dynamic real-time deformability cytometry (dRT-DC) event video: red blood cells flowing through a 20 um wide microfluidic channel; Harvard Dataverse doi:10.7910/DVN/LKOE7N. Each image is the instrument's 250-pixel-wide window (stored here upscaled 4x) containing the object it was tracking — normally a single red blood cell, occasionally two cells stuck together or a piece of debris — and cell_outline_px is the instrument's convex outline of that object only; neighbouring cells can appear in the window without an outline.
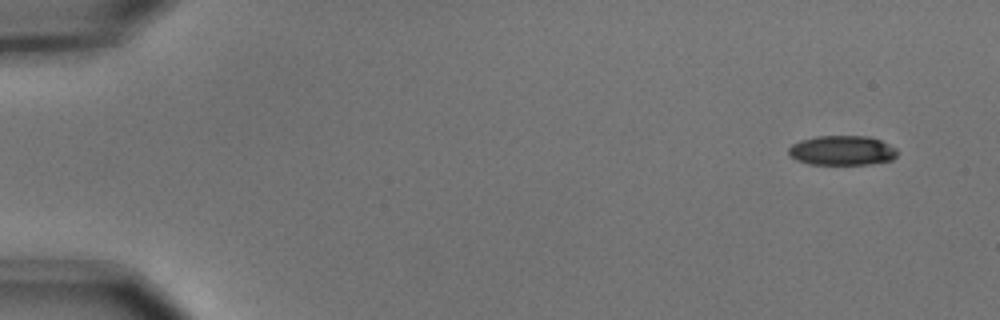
{"species": "common noctule bat (a hibernating species)", "species_latin": "Nyctalus noctula", "temperature_condition": "cold", "stored_images_in_passage": 6, "camera_frame_rate_fps": 3000, "um_per_image_px": 0.085, "animal": {"sex": "male", "body_mass_g": 15.6}, "frame": {"image": 1, "passage_image": 1, "time_ms": 0.0, "image_size_px": [1000, 320], "cell_outline_px": [[896, 156], [892, 160], [872, 164], [808, 164], [796, 160], [788, 152], [788, 148], [792, 144], [800, 140], [816, 136], [868, 136], [880, 140], [896, 148]], "centroid_in_image_um": [71.57, 12.79], "position_along_channel_um": 13.4, "area_um2": 18.79}}
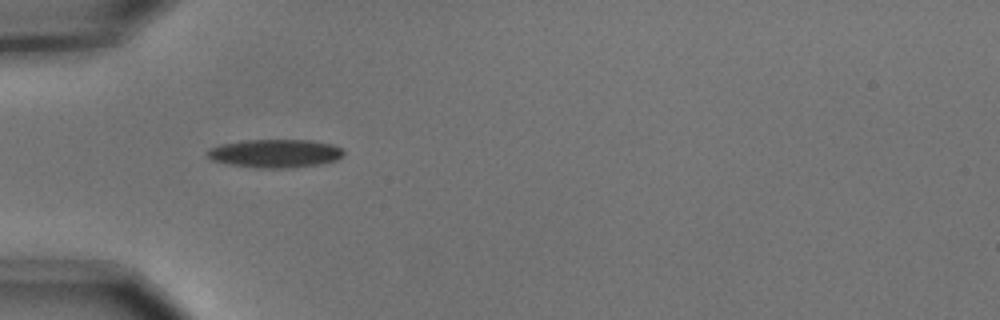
{"frame": {"image": 2, "passage_image": 5, "time_ms": 1.333, "image_size_px": [1000, 320], "cell_outline_px": [[344, 156], [336, 160], [320, 164], [296, 168], [256, 168], [228, 164], [212, 160], [204, 156], [204, 152], [208, 148], [220, 144], [240, 140], [312, 140], [332, 144], [340, 148], [344, 152]], "centroid_in_image_um": [23.33, 13.04], "position_along_channel_um": 61.7, "area_um2": 23.0}}
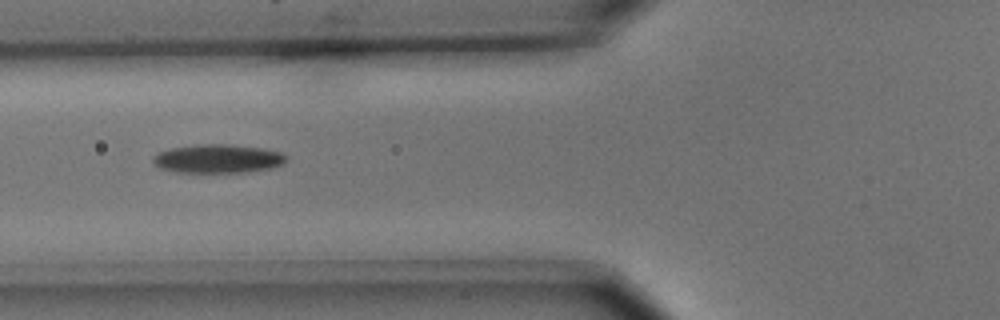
{"frame": {"image": 3, "passage_image": 6, "time_ms": 1.667, "image_size_px": [1000, 320], "cell_outline_px": [[288, 156], [284, 164], [272, 168], [244, 172], [176, 172], [160, 168], [152, 160], [152, 156], [156, 152], [172, 148], [196, 144], [228, 144], [264, 148], [280, 152]], "centroid_in_image_um": [18.52, 13.48], "position_along_channel_um": 107.3, "area_um2": 22.43}}